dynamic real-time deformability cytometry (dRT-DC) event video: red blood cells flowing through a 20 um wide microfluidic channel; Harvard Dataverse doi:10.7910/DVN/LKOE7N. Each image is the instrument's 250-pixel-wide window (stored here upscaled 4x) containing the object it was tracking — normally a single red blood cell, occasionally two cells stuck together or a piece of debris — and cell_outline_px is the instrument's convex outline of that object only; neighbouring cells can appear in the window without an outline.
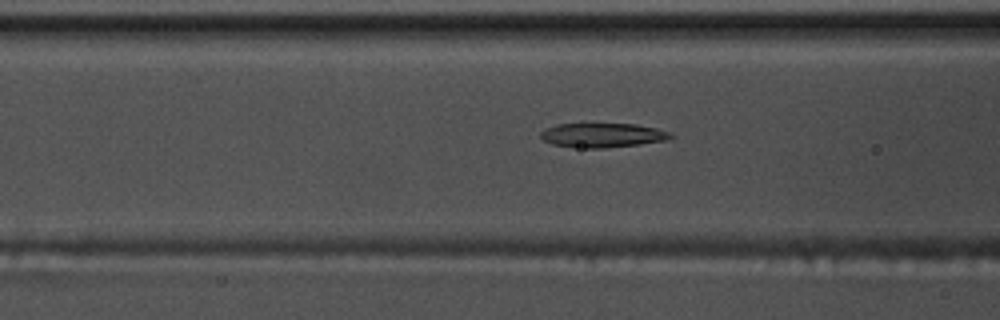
{"species": "common noctule bat (a hibernating species)", "species_latin": "Nyctalus noctula", "temperature_condition": "warm", "stored_images_in_passage": 42, "camera_frame_rate_fps": 3000, "um_per_image_px": 0.085, "animal": {"sex": "male", "body_mass_g": 17.5, "forearm_length_mm": 52.3}, "frame": {"image": 1, "passage_image": 9, "time_ms": 2.667, "image_size_px": [1000, 320], "cell_outline_px": [[676, 136], [668, 140], [640, 144], [604, 148], [588, 148], [552, 144], [544, 140], [540, 136], [540, 132], [556, 124], [636, 124], [656, 128], [672, 132]], "centroid_in_image_um": [51.29, 11.49], "position_along_channel_um": 115.3, "area_um2": 18.38}}
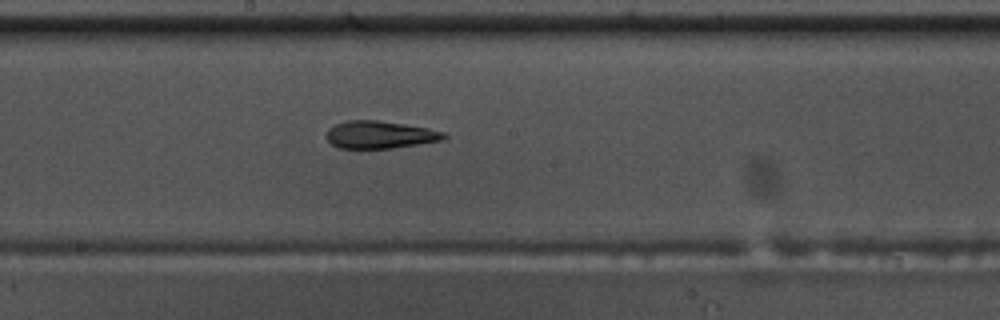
{"frame": {"image": 2, "passage_image": 17, "time_ms": 5.333, "image_size_px": [1000, 320], "cell_outline_px": [[448, 136], [440, 140], [392, 148], [340, 148], [332, 144], [328, 140], [328, 128], [336, 124], [348, 120], [376, 120], [404, 124], [428, 128], [444, 132]], "centroid_in_image_um": [32.29, 11.44], "position_along_channel_um": 215.9, "area_um2": 18.5}}
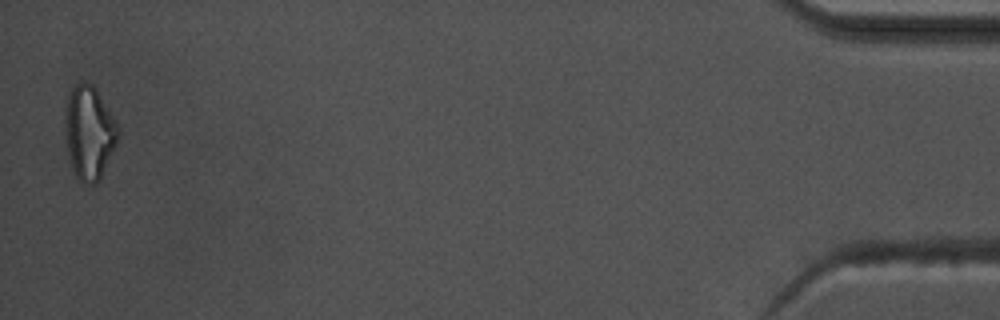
{"frame": {"image": 3, "passage_image": 41, "time_ms": 13.333, "image_size_px": [1000, 320], "cell_outline_px": [[120, 132], [116, 144], [96, 184], [84, 184], [76, 176], [68, 152], [64, 128], [64, 120], [68, 96], [72, 88], [76, 84], [84, 80], [92, 84], [96, 88], [116, 124]], "centroid_in_image_um": [7.56, 11.24], "position_along_channel_um": 427.6, "area_um2": 28.32}, "authors_computed_cell_mechanics": {"area_um2": 19.1029, "velocity_mm_per_s": 3.7783, "shape_relaxation_time_tau1_ms": 9.4533, "shape_relaxation_time_tau2_ms": 2.8023, "deformation_change_tau1": 0.229, "deformation_change_tau2": 0.1218}}